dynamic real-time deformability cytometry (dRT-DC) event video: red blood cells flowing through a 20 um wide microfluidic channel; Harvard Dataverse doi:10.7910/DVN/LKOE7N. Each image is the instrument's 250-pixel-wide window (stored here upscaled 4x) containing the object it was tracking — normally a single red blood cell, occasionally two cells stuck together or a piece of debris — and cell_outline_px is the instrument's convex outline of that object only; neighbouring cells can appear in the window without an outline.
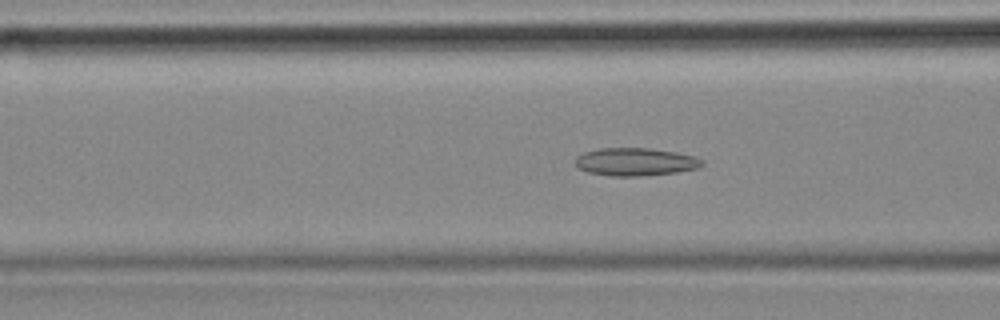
{"species": "common noctule bat (a hibernating species)", "species_latin": "Nyctalus noctula", "temperature_condition": "cold", "stored_images_in_passage": 43, "camera_frame_rate_fps": 3000, "um_per_image_px": 0.085, "animal": {"sex": "female", "body_mass_g": 18.4}, "frame": {"image": 1, "passage_image": 7, "time_ms": 2.0, "image_size_px": [1000, 320], "cell_outline_px": [[704, 164], [700, 168], [676, 172], [640, 176], [612, 176], [588, 172], [580, 168], [576, 164], [576, 156], [584, 152], [596, 148], [652, 148], [676, 152], [696, 156], [704, 160]], "centroid_in_image_um": [54.05, 13.74], "position_along_channel_um": 112.5, "area_um2": 20.75}}
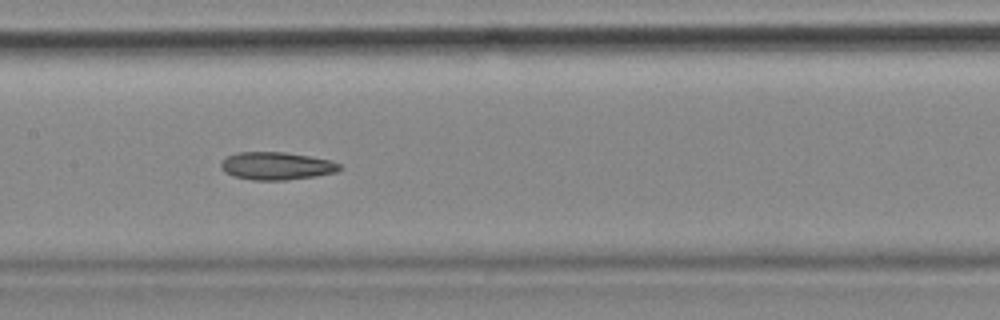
{"frame": {"image": 2, "passage_image": 13, "time_ms": 4.0, "image_size_px": [1000, 320], "cell_outline_px": [[340, 168], [336, 172], [316, 176], [284, 180], [252, 180], [232, 176], [224, 172], [220, 168], [220, 164], [228, 156], [236, 152], [284, 152], [332, 160], [340, 164]], "centroid_in_image_um": [23.48, 14.11], "position_along_channel_um": 183.9, "area_um2": 19.19}, "authors_computed_cell_mechanics": {"area_um2": 19.363, "velocity_mm_per_s": 3.5599, "shape_relaxation_time_tau1_ms": null, "shape_relaxation_time_tau2_ms": 9.3621, "deformation_change_tau1": null, "deformation_change_tau2": 0.1441}}